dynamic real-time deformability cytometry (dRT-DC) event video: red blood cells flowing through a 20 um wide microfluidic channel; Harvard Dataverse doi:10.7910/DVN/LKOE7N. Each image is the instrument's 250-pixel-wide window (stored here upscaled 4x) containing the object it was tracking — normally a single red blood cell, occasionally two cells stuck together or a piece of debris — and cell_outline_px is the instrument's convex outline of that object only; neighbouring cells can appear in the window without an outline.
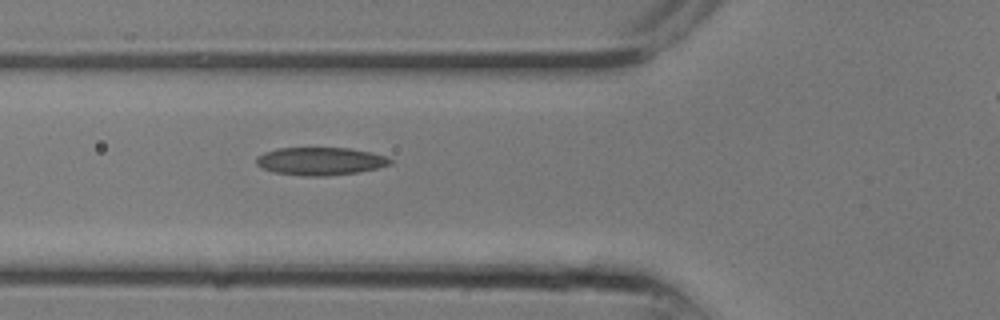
{"species": "common noctule bat (a hibernating species)", "species_latin": "Nyctalus noctula", "temperature_condition": "room temperature", "stored_images_in_passage": 3, "camera_frame_rate_fps": 3000, "um_per_image_px": 0.085, "animal": {"sex": "male", "body_mass_g": 13.3}, "frame": {"image": 1, "passage_image": 2, "time_ms": 0.333, "image_size_px": [1000, 320], "cell_outline_px": [[392, 164], [360, 172], [328, 176], [304, 176], [272, 172], [260, 168], [256, 164], [256, 156], [264, 152], [276, 148], [348, 148], [388, 156], [392, 160]], "centroid_in_image_um": [27.19, 13.71], "position_along_channel_um": 98.6, "area_um2": 21.96}}